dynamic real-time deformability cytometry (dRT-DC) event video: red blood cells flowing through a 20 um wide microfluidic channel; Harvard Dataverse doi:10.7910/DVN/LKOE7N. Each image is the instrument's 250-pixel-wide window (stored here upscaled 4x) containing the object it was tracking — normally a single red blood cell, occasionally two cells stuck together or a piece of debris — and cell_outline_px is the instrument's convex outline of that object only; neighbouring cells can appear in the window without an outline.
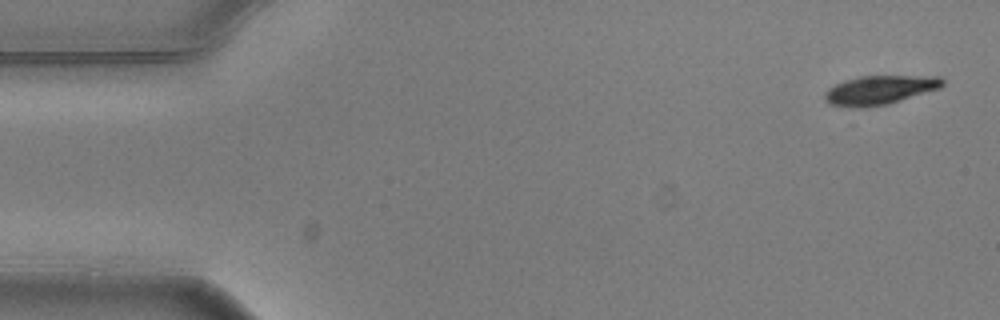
{"species": "common noctule bat (a hibernating species)", "species_latin": "Nyctalus noctula", "temperature_condition": "warm", "stored_images_in_passage": 4, "camera_frame_rate_fps": 3000, "um_per_image_px": 0.085, "animal": {"sex": "male", "body_mass_g": 20.5, "forearm_length_mm": 52.5}, "frame": {"image": 1, "passage_image": 1, "time_ms": 0.0, "image_size_px": [1000, 320], "cell_outline_px": [[944, 84], [940, 88], [888, 104], [868, 108], [852, 108], [828, 104], [824, 100], [824, 92], [828, 88], [844, 80], [860, 76], [940, 76], [944, 80]], "centroid_in_image_um": [74.73, 7.66], "position_along_channel_um": 10.3, "area_um2": 20.17}}
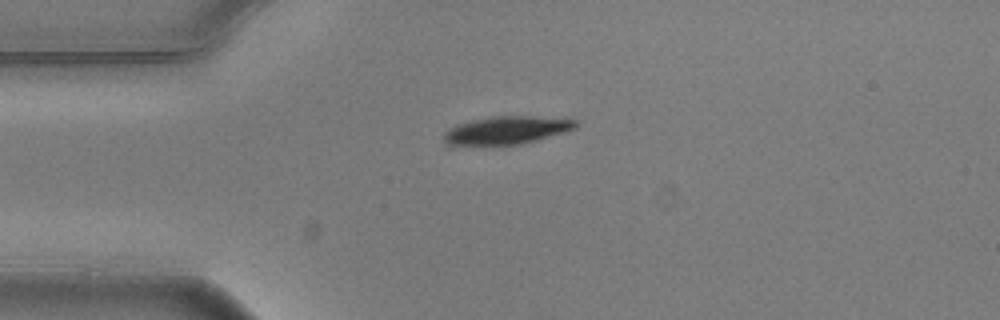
{"frame": {"image": 2, "passage_image": 3, "time_ms": 0.667, "image_size_px": [1000, 320], "cell_outline_px": [[580, 124], [576, 128], [564, 132], [536, 140], [520, 144], [452, 148], [448, 148], [444, 144], [440, 136], [448, 128], [472, 120], [492, 116], [532, 116], [576, 120]], "centroid_in_image_um": [42.89, 11.12], "position_along_channel_um": 42.1, "area_um2": 22.37}}